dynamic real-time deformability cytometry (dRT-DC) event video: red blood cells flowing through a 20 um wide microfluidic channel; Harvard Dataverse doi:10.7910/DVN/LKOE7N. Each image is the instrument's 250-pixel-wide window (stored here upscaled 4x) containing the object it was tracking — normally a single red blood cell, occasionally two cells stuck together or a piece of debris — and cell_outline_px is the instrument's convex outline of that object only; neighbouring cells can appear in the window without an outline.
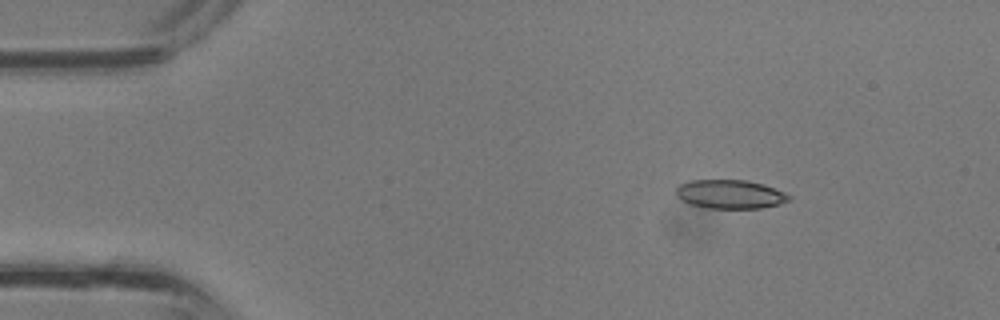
{"species": "common noctule bat (a hibernating species)", "species_latin": "Nyctalus noctula", "temperature_condition": "room temperature", "stored_images_in_passage": 35, "camera_frame_rate_fps": 3000, "um_per_image_px": 0.085, "animal": {"sex": "male", "body_mass_g": 13.3}, "frame": {"image": 1, "passage_image": 3, "time_ms": 0.667, "image_size_px": [1000, 320], "cell_outline_px": [[792, 200], [780, 204], [760, 208], [708, 208], [692, 204], [676, 196], [676, 188], [680, 184], [692, 180], [744, 180], [764, 184], [784, 192], [792, 196]], "centroid_in_image_um": [62.11, 16.51], "position_along_channel_um": 22.9, "area_um2": 18.9}}
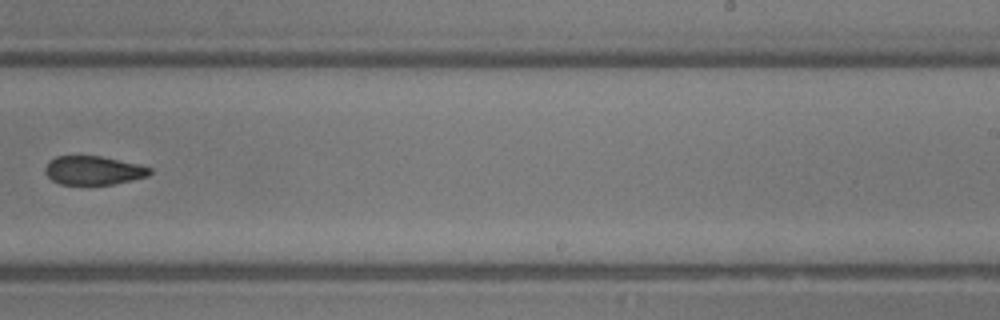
{"frame": {"image": 2, "passage_image": 21, "time_ms": 6.667, "image_size_px": [1000, 320], "cell_outline_px": [[152, 172], [148, 176], [132, 180], [112, 184], [60, 184], [52, 180], [44, 172], [44, 168], [48, 160], [56, 156], [100, 156], [140, 164], [152, 168]], "centroid_in_image_um": [7.94, 14.47], "position_along_channel_um": 281.1, "area_um2": 17.63}}
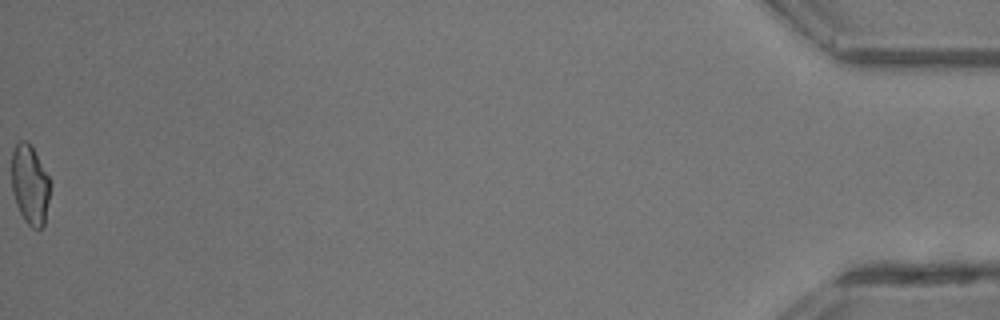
{"frame": {"image": 3, "passage_image": 35, "time_ms": 11.333, "image_size_px": [1000, 320], "cell_outline_px": [[48, 200], [44, 224], [40, 228], [32, 228], [24, 220], [16, 204], [12, 192], [12, 152], [16, 144], [20, 140], [28, 140], [48, 176]], "centroid_in_image_um": [2.51, 15.69], "position_along_channel_um": 432.7, "area_um2": 17.46}}